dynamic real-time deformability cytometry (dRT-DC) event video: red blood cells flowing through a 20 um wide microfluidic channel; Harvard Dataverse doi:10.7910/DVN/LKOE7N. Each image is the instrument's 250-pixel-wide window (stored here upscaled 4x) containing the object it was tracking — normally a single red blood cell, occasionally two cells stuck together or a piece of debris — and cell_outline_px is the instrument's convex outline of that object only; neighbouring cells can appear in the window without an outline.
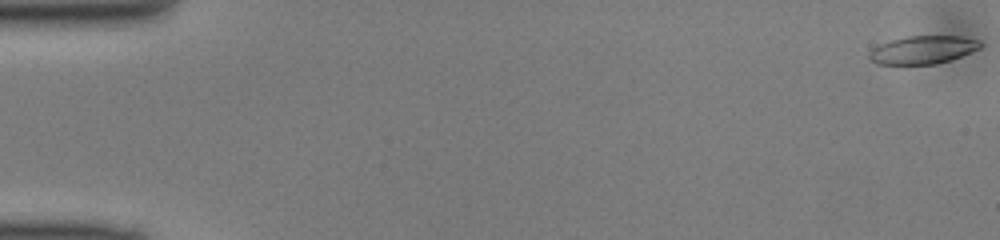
{"species": "common noctule bat (a hibernating species)", "species_latin": "Nyctalus noctula", "temperature_condition": "cold", "stored_images_in_passage": 51, "segment_of_instrument_passage": [1, 2], "camera_frame_rate_fps": 3000, "um_per_image_px": 0.085, "animal": {"sex": "male", "body_mass_g": 13.0, "forearm_length_mm": 53.1}, "frame": {"image": 1, "passage_image": 1, "time_ms": 0.0, "image_size_px": [1000, 240], "cell_outline_px": [[984, 44], [980, 48], [952, 60], [936, 64], [876, 64], [868, 56], [868, 52], [872, 48], [888, 40], [908, 36], [964, 36], [980, 40]], "centroid_in_image_um": [78.46, 4.23], "position_along_channel_um": 6.5, "area_um2": 18.44}}
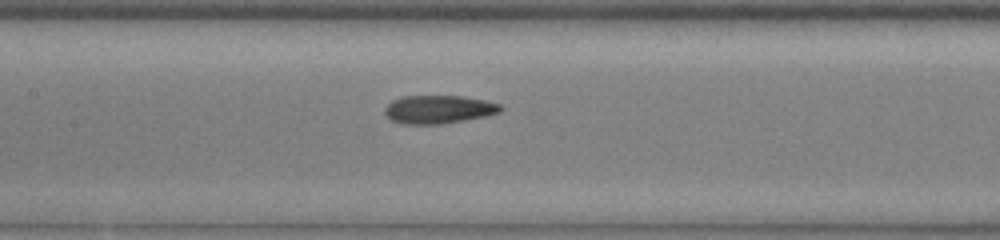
{"frame": {"image": 2, "passage_image": 24, "time_ms": 7.667, "image_size_px": [1000, 240], "cell_outline_px": [[504, 108], [500, 112], [484, 116], [464, 120], [440, 124], [400, 124], [392, 120], [384, 112], [384, 108], [392, 100], [404, 96], [464, 96], [484, 100], [500, 104]], "centroid_in_image_um": [37.27, 9.29], "position_along_channel_um": 170.1, "area_um2": 19.02}}
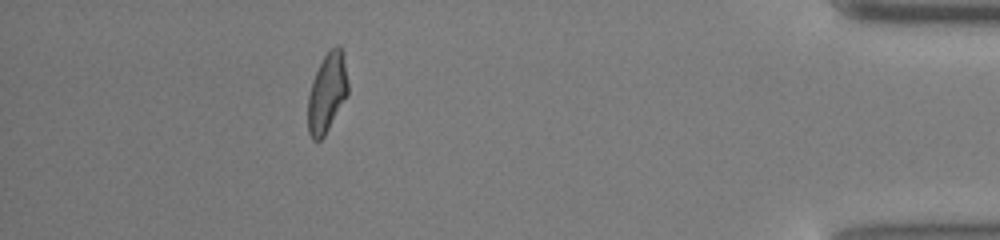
{"frame": {"image": 3, "passage_image": 45, "time_ms": 14.667, "image_size_px": [1000, 240], "cell_outline_px": [[348, 96], [324, 136], [320, 140], [312, 140], [308, 132], [308, 96], [312, 80], [324, 56], [336, 44], [340, 44], [344, 60], [348, 84]], "centroid_in_image_um": [27.8, 7.91], "position_along_channel_um": 407.4, "area_um2": 18.5}}